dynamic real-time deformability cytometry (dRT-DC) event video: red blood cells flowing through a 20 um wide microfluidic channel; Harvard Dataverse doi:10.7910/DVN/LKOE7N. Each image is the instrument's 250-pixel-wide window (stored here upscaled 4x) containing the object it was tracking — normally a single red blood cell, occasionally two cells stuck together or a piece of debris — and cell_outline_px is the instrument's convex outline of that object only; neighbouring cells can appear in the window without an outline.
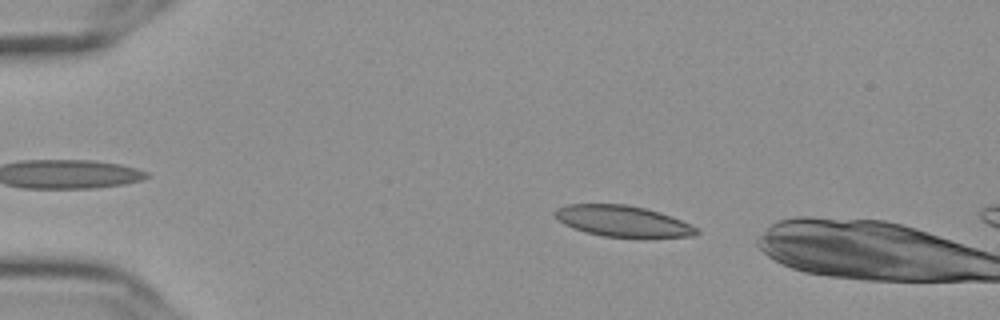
{"species": "Egyptian fruit bat (a non-hibernating species)", "species_latin": "Rousettus aegyptiacus", "temperature_condition": "cold", "stored_images_in_passage": 49, "camera_frame_rate_fps": 3000, "um_per_image_px": 0.085, "frame": {"image": 1, "passage_image": 5, "time_ms": 1.333, "image_size_px": [1000, 320], "cell_outline_px": [[700, 232], [692, 236], [644, 240], [604, 236], [584, 232], [572, 228], [564, 224], [552, 212], [556, 208], [568, 204], [628, 204], [660, 212], [672, 216], [692, 224]], "centroid_in_image_um": [53.0, 18.84], "position_along_channel_um": 32.0, "area_um2": 26.59}}
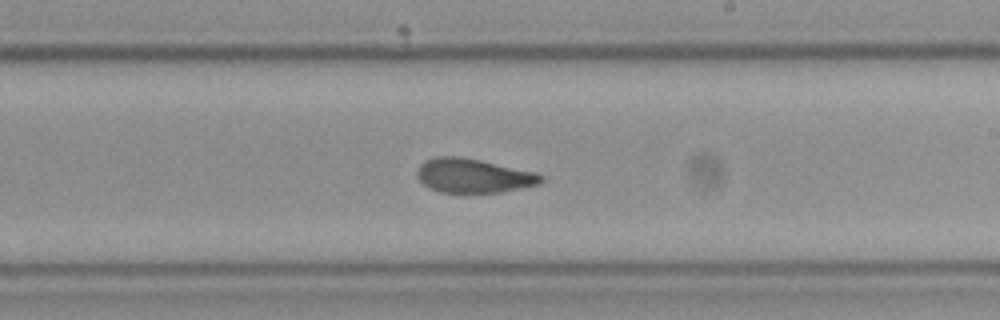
{"frame": {"image": 2, "passage_image": 28, "time_ms": 9.0, "image_size_px": [1000, 320], "cell_outline_px": [[544, 180], [540, 184], [500, 192], [440, 192], [424, 184], [416, 176], [416, 172], [420, 164], [424, 160], [436, 156], [460, 156], [480, 160], [536, 172], [544, 176]], "centroid_in_image_um": [40.24, 14.92], "position_along_channel_um": 248.8, "area_um2": 24.62}}
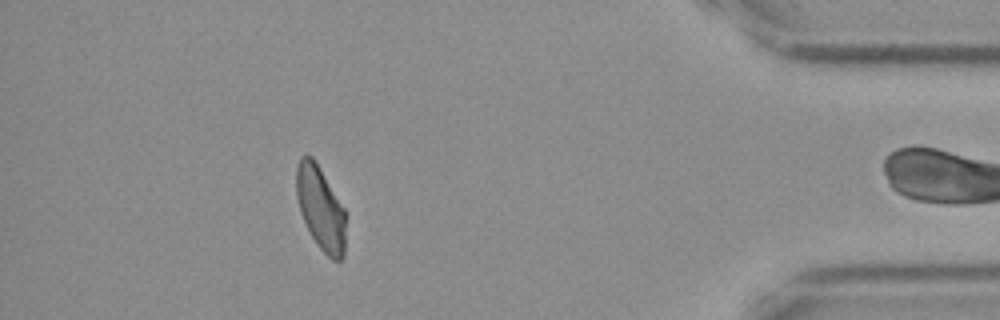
{"frame": {"image": 3, "passage_image": 45, "time_ms": 14.667, "image_size_px": [1000, 320], "cell_outline_px": [[344, 256], [340, 260], [332, 260], [316, 244], [300, 212], [296, 196], [296, 168], [300, 156], [312, 156], [320, 168], [344, 208]], "centroid_in_image_um": [27.22, 17.68], "position_along_channel_um": 408.0, "area_um2": 23.7}}